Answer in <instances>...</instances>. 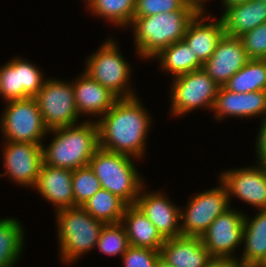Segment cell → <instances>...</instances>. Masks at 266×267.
<instances>
[{
    "label": "cell",
    "mask_w": 266,
    "mask_h": 267,
    "mask_svg": "<svg viewBox=\"0 0 266 267\" xmlns=\"http://www.w3.org/2000/svg\"><path fill=\"white\" fill-rule=\"evenodd\" d=\"M152 121L151 113L138 95L120 98L97 121L99 147L140 161L148 154L147 137Z\"/></svg>",
    "instance_id": "cell-1"
},
{
    "label": "cell",
    "mask_w": 266,
    "mask_h": 267,
    "mask_svg": "<svg viewBox=\"0 0 266 267\" xmlns=\"http://www.w3.org/2000/svg\"><path fill=\"white\" fill-rule=\"evenodd\" d=\"M202 9L189 1L182 9L146 17H133L128 27L133 32L137 57L151 60L163 48L183 40L189 23Z\"/></svg>",
    "instance_id": "cell-2"
},
{
    "label": "cell",
    "mask_w": 266,
    "mask_h": 267,
    "mask_svg": "<svg viewBox=\"0 0 266 267\" xmlns=\"http://www.w3.org/2000/svg\"><path fill=\"white\" fill-rule=\"evenodd\" d=\"M54 135L47 145L42 144L43 163L52 167L75 170L89 165L90 159L99 148L96 121L81 120L73 126L49 130Z\"/></svg>",
    "instance_id": "cell-3"
},
{
    "label": "cell",
    "mask_w": 266,
    "mask_h": 267,
    "mask_svg": "<svg viewBox=\"0 0 266 267\" xmlns=\"http://www.w3.org/2000/svg\"><path fill=\"white\" fill-rule=\"evenodd\" d=\"M59 259L64 266L77 263L83 256L95 251L105 223L94 219L82 206L55 212Z\"/></svg>",
    "instance_id": "cell-4"
},
{
    "label": "cell",
    "mask_w": 266,
    "mask_h": 267,
    "mask_svg": "<svg viewBox=\"0 0 266 267\" xmlns=\"http://www.w3.org/2000/svg\"><path fill=\"white\" fill-rule=\"evenodd\" d=\"M119 44L110 36L103 40L97 50L85 58L83 72L119 99L135 97L138 92L131 84L133 65L124 57Z\"/></svg>",
    "instance_id": "cell-5"
},
{
    "label": "cell",
    "mask_w": 266,
    "mask_h": 267,
    "mask_svg": "<svg viewBox=\"0 0 266 267\" xmlns=\"http://www.w3.org/2000/svg\"><path fill=\"white\" fill-rule=\"evenodd\" d=\"M138 159L98 148L89 167L99 179L102 188L121 198L127 205L135 204L146 183L135 165Z\"/></svg>",
    "instance_id": "cell-6"
},
{
    "label": "cell",
    "mask_w": 266,
    "mask_h": 267,
    "mask_svg": "<svg viewBox=\"0 0 266 267\" xmlns=\"http://www.w3.org/2000/svg\"><path fill=\"white\" fill-rule=\"evenodd\" d=\"M0 114V135L3 141L42 145L49 129L46 127L35 97L4 103Z\"/></svg>",
    "instance_id": "cell-7"
},
{
    "label": "cell",
    "mask_w": 266,
    "mask_h": 267,
    "mask_svg": "<svg viewBox=\"0 0 266 267\" xmlns=\"http://www.w3.org/2000/svg\"><path fill=\"white\" fill-rule=\"evenodd\" d=\"M170 86L169 115L173 118L183 117L198 109L211 113L220 88L203 68L174 77Z\"/></svg>",
    "instance_id": "cell-8"
},
{
    "label": "cell",
    "mask_w": 266,
    "mask_h": 267,
    "mask_svg": "<svg viewBox=\"0 0 266 267\" xmlns=\"http://www.w3.org/2000/svg\"><path fill=\"white\" fill-rule=\"evenodd\" d=\"M219 185L206 189L188 198L180 207V227L182 236L201 237L211 223L232 206L225 186Z\"/></svg>",
    "instance_id": "cell-9"
},
{
    "label": "cell",
    "mask_w": 266,
    "mask_h": 267,
    "mask_svg": "<svg viewBox=\"0 0 266 267\" xmlns=\"http://www.w3.org/2000/svg\"><path fill=\"white\" fill-rule=\"evenodd\" d=\"M35 99L49 130L81 123L75 105L72 80L46 78Z\"/></svg>",
    "instance_id": "cell-10"
},
{
    "label": "cell",
    "mask_w": 266,
    "mask_h": 267,
    "mask_svg": "<svg viewBox=\"0 0 266 267\" xmlns=\"http://www.w3.org/2000/svg\"><path fill=\"white\" fill-rule=\"evenodd\" d=\"M1 155L3 172L0 178L8 177L18 187L33 189L43 164L42 145L27 142L2 141Z\"/></svg>",
    "instance_id": "cell-11"
},
{
    "label": "cell",
    "mask_w": 266,
    "mask_h": 267,
    "mask_svg": "<svg viewBox=\"0 0 266 267\" xmlns=\"http://www.w3.org/2000/svg\"><path fill=\"white\" fill-rule=\"evenodd\" d=\"M244 214L241 208L231 207L202 234V243L212 257L238 258L237 250H241L244 233Z\"/></svg>",
    "instance_id": "cell-12"
},
{
    "label": "cell",
    "mask_w": 266,
    "mask_h": 267,
    "mask_svg": "<svg viewBox=\"0 0 266 267\" xmlns=\"http://www.w3.org/2000/svg\"><path fill=\"white\" fill-rule=\"evenodd\" d=\"M226 188L230 205L237 198L256 209H266V168L250 164L234 169H224L218 179ZM256 208V209H255Z\"/></svg>",
    "instance_id": "cell-13"
},
{
    "label": "cell",
    "mask_w": 266,
    "mask_h": 267,
    "mask_svg": "<svg viewBox=\"0 0 266 267\" xmlns=\"http://www.w3.org/2000/svg\"><path fill=\"white\" fill-rule=\"evenodd\" d=\"M145 183L139 193L135 205L156 226L164 239L181 236L180 207L162 190H147ZM174 202V203H173Z\"/></svg>",
    "instance_id": "cell-14"
},
{
    "label": "cell",
    "mask_w": 266,
    "mask_h": 267,
    "mask_svg": "<svg viewBox=\"0 0 266 267\" xmlns=\"http://www.w3.org/2000/svg\"><path fill=\"white\" fill-rule=\"evenodd\" d=\"M214 120L225 118L255 119L266 118V91L236 93L220 86L212 109ZM221 120V121H220Z\"/></svg>",
    "instance_id": "cell-15"
},
{
    "label": "cell",
    "mask_w": 266,
    "mask_h": 267,
    "mask_svg": "<svg viewBox=\"0 0 266 267\" xmlns=\"http://www.w3.org/2000/svg\"><path fill=\"white\" fill-rule=\"evenodd\" d=\"M72 86L77 111L80 117H87L86 121L97 122L119 99L108 88L91 79L84 72L72 79Z\"/></svg>",
    "instance_id": "cell-16"
},
{
    "label": "cell",
    "mask_w": 266,
    "mask_h": 267,
    "mask_svg": "<svg viewBox=\"0 0 266 267\" xmlns=\"http://www.w3.org/2000/svg\"><path fill=\"white\" fill-rule=\"evenodd\" d=\"M248 60L241 38L224 34L212 56L203 64V69L223 86Z\"/></svg>",
    "instance_id": "cell-17"
},
{
    "label": "cell",
    "mask_w": 266,
    "mask_h": 267,
    "mask_svg": "<svg viewBox=\"0 0 266 267\" xmlns=\"http://www.w3.org/2000/svg\"><path fill=\"white\" fill-rule=\"evenodd\" d=\"M224 34L221 19H216L213 14H209L208 8H204L189 23L183 40L204 64L212 56Z\"/></svg>",
    "instance_id": "cell-18"
},
{
    "label": "cell",
    "mask_w": 266,
    "mask_h": 267,
    "mask_svg": "<svg viewBox=\"0 0 266 267\" xmlns=\"http://www.w3.org/2000/svg\"><path fill=\"white\" fill-rule=\"evenodd\" d=\"M35 190L54 207V212L76 207L72 189V170L42 164Z\"/></svg>",
    "instance_id": "cell-19"
},
{
    "label": "cell",
    "mask_w": 266,
    "mask_h": 267,
    "mask_svg": "<svg viewBox=\"0 0 266 267\" xmlns=\"http://www.w3.org/2000/svg\"><path fill=\"white\" fill-rule=\"evenodd\" d=\"M160 256L173 267H205L212 259L200 237L182 235L165 239Z\"/></svg>",
    "instance_id": "cell-20"
},
{
    "label": "cell",
    "mask_w": 266,
    "mask_h": 267,
    "mask_svg": "<svg viewBox=\"0 0 266 267\" xmlns=\"http://www.w3.org/2000/svg\"><path fill=\"white\" fill-rule=\"evenodd\" d=\"M220 8L223 10L220 15L223 29L229 36L240 37L266 22V3L263 1L250 0Z\"/></svg>",
    "instance_id": "cell-21"
},
{
    "label": "cell",
    "mask_w": 266,
    "mask_h": 267,
    "mask_svg": "<svg viewBox=\"0 0 266 267\" xmlns=\"http://www.w3.org/2000/svg\"><path fill=\"white\" fill-rule=\"evenodd\" d=\"M254 216L244 214L242 254L238 259L245 266H259L266 258V209H257Z\"/></svg>",
    "instance_id": "cell-22"
},
{
    "label": "cell",
    "mask_w": 266,
    "mask_h": 267,
    "mask_svg": "<svg viewBox=\"0 0 266 267\" xmlns=\"http://www.w3.org/2000/svg\"><path fill=\"white\" fill-rule=\"evenodd\" d=\"M121 223L131 246L161 250L165 239L135 204L126 206Z\"/></svg>",
    "instance_id": "cell-23"
},
{
    "label": "cell",
    "mask_w": 266,
    "mask_h": 267,
    "mask_svg": "<svg viewBox=\"0 0 266 267\" xmlns=\"http://www.w3.org/2000/svg\"><path fill=\"white\" fill-rule=\"evenodd\" d=\"M157 60L161 72L172 78L203 68L196 54L184 41H177L170 46L163 48L152 60Z\"/></svg>",
    "instance_id": "cell-24"
},
{
    "label": "cell",
    "mask_w": 266,
    "mask_h": 267,
    "mask_svg": "<svg viewBox=\"0 0 266 267\" xmlns=\"http://www.w3.org/2000/svg\"><path fill=\"white\" fill-rule=\"evenodd\" d=\"M24 230L18 218H0V267H16L20 263L26 247Z\"/></svg>",
    "instance_id": "cell-25"
},
{
    "label": "cell",
    "mask_w": 266,
    "mask_h": 267,
    "mask_svg": "<svg viewBox=\"0 0 266 267\" xmlns=\"http://www.w3.org/2000/svg\"><path fill=\"white\" fill-rule=\"evenodd\" d=\"M136 0H88L85 10L92 16L104 18V22L119 29H128L134 17Z\"/></svg>",
    "instance_id": "cell-26"
},
{
    "label": "cell",
    "mask_w": 266,
    "mask_h": 267,
    "mask_svg": "<svg viewBox=\"0 0 266 267\" xmlns=\"http://www.w3.org/2000/svg\"><path fill=\"white\" fill-rule=\"evenodd\" d=\"M223 86L236 93L266 91V59H249Z\"/></svg>",
    "instance_id": "cell-27"
},
{
    "label": "cell",
    "mask_w": 266,
    "mask_h": 267,
    "mask_svg": "<svg viewBox=\"0 0 266 267\" xmlns=\"http://www.w3.org/2000/svg\"><path fill=\"white\" fill-rule=\"evenodd\" d=\"M127 204L118 196L101 188L82 207L94 218L105 224L119 223Z\"/></svg>",
    "instance_id": "cell-28"
},
{
    "label": "cell",
    "mask_w": 266,
    "mask_h": 267,
    "mask_svg": "<svg viewBox=\"0 0 266 267\" xmlns=\"http://www.w3.org/2000/svg\"><path fill=\"white\" fill-rule=\"evenodd\" d=\"M126 230L121 222L104 224L95 249L104 256L116 257L122 255L129 248Z\"/></svg>",
    "instance_id": "cell-29"
},
{
    "label": "cell",
    "mask_w": 266,
    "mask_h": 267,
    "mask_svg": "<svg viewBox=\"0 0 266 267\" xmlns=\"http://www.w3.org/2000/svg\"><path fill=\"white\" fill-rule=\"evenodd\" d=\"M0 98L3 103L21 99L20 56L0 65Z\"/></svg>",
    "instance_id": "cell-30"
},
{
    "label": "cell",
    "mask_w": 266,
    "mask_h": 267,
    "mask_svg": "<svg viewBox=\"0 0 266 267\" xmlns=\"http://www.w3.org/2000/svg\"><path fill=\"white\" fill-rule=\"evenodd\" d=\"M102 188L99 179L88 166L72 171V189L75 206H82Z\"/></svg>",
    "instance_id": "cell-31"
},
{
    "label": "cell",
    "mask_w": 266,
    "mask_h": 267,
    "mask_svg": "<svg viewBox=\"0 0 266 267\" xmlns=\"http://www.w3.org/2000/svg\"><path fill=\"white\" fill-rule=\"evenodd\" d=\"M20 56L21 99L35 97L47 78L35 63Z\"/></svg>",
    "instance_id": "cell-32"
},
{
    "label": "cell",
    "mask_w": 266,
    "mask_h": 267,
    "mask_svg": "<svg viewBox=\"0 0 266 267\" xmlns=\"http://www.w3.org/2000/svg\"><path fill=\"white\" fill-rule=\"evenodd\" d=\"M190 0H136L134 17H146L182 9Z\"/></svg>",
    "instance_id": "cell-33"
},
{
    "label": "cell",
    "mask_w": 266,
    "mask_h": 267,
    "mask_svg": "<svg viewBox=\"0 0 266 267\" xmlns=\"http://www.w3.org/2000/svg\"><path fill=\"white\" fill-rule=\"evenodd\" d=\"M240 38L249 59H266V22Z\"/></svg>",
    "instance_id": "cell-34"
},
{
    "label": "cell",
    "mask_w": 266,
    "mask_h": 267,
    "mask_svg": "<svg viewBox=\"0 0 266 267\" xmlns=\"http://www.w3.org/2000/svg\"><path fill=\"white\" fill-rule=\"evenodd\" d=\"M160 251L150 248L129 246L121 257L123 267H155Z\"/></svg>",
    "instance_id": "cell-35"
},
{
    "label": "cell",
    "mask_w": 266,
    "mask_h": 267,
    "mask_svg": "<svg viewBox=\"0 0 266 267\" xmlns=\"http://www.w3.org/2000/svg\"><path fill=\"white\" fill-rule=\"evenodd\" d=\"M255 138L254 151L257 157L255 164L266 168V118L260 120L259 129Z\"/></svg>",
    "instance_id": "cell-36"
},
{
    "label": "cell",
    "mask_w": 266,
    "mask_h": 267,
    "mask_svg": "<svg viewBox=\"0 0 266 267\" xmlns=\"http://www.w3.org/2000/svg\"><path fill=\"white\" fill-rule=\"evenodd\" d=\"M205 267H245L238 258L212 257Z\"/></svg>",
    "instance_id": "cell-37"
},
{
    "label": "cell",
    "mask_w": 266,
    "mask_h": 267,
    "mask_svg": "<svg viewBox=\"0 0 266 267\" xmlns=\"http://www.w3.org/2000/svg\"><path fill=\"white\" fill-rule=\"evenodd\" d=\"M222 2L220 6H230L233 4L245 3L250 0H219Z\"/></svg>",
    "instance_id": "cell-38"
},
{
    "label": "cell",
    "mask_w": 266,
    "mask_h": 267,
    "mask_svg": "<svg viewBox=\"0 0 266 267\" xmlns=\"http://www.w3.org/2000/svg\"><path fill=\"white\" fill-rule=\"evenodd\" d=\"M155 267H173L170 265L165 259H163L161 256L158 257Z\"/></svg>",
    "instance_id": "cell-39"
},
{
    "label": "cell",
    "mask_w": 266,
    "mask_h": 267,
    "mask_svg": "<svg viewBox=\"0 0 266 267\" xmlns=\"http://www.w3.org/2000/svg\"><path fill=\"white\" fill-rule=\"evenodd\" d=\"M190 1H192L194 4H197L201 9H204L207 6L206 2H208L209 0H190Z\"/></svg>",
    "instance_id": "cell-40"
},
{
    "label": "cell",
    "mask_w": 266,
    "mask_h": 267,
    "mask_svg": "<svg viewBox=\"0 0 266 267\" xmlns=\"http://www.w3.org/2000/svg\"><path fill=\"white\" fill-rule=\"evenodd\" d=\"M259 267H266V258H265L264 261L259 265Z\"/></svg>",
    "instance_id": "cell-41"
}]
</instances>
